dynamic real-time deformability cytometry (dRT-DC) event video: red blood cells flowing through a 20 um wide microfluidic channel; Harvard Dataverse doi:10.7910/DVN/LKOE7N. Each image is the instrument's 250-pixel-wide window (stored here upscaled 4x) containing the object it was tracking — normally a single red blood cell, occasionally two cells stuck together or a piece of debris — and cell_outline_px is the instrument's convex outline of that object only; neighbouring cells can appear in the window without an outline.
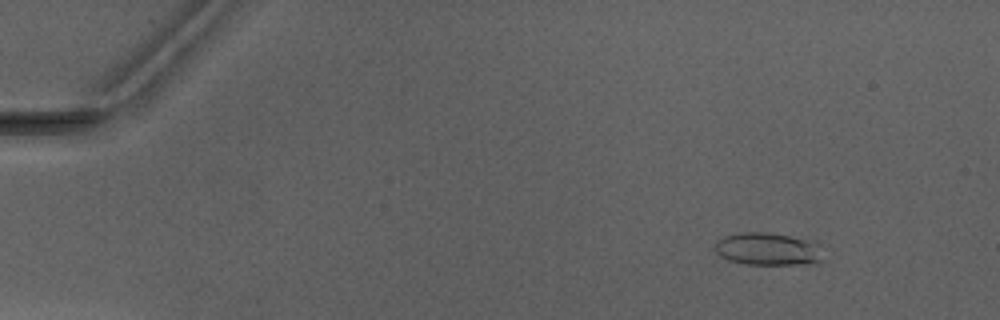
{"species": "Egyptian fruit bat (a non-hibernating species)", "species_latin": "Rousettus aegyptiacus", "temperature_condition": "warm", "stored_images_in_passage": 6, "camera_frame_rate_fps": 3000, "um_per_image_px": 0.085, "animal": {"sex": "male"}, "frame": {"image": 1, "passage_image": 2, "time_ms": 1.333, "image_size_px": [1000, 320], "cell_outline_px": [[824, 260], [820, 264], [748, 264], [728, 260], [720, 256], [716, 252], [716, 240], [724, 236], [740, 232], [768, 232], [816, 240], [820, 244]], "centroid_in_image_um": [65.37, 21.16], "position_along_channel_um": 19.6, "area_um2": 21.15}}